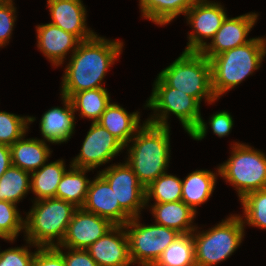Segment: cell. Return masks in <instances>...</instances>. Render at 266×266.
Wrapping results in <instances>:
<instances>
[{"label": "cell", "mask_w": 266, "mask_h": 266, "mask_svg": "<svg viewBox=\"0 0 266 266\" xmlns=\"http://www.w3.org/2000/svg\"><path fill=\"white\" fill-rule=\"evenodd\" d=\"M220 2L198 0L184 16L193 32L188 33V43L184 51L200 52L207 44L203 40L212 39L228 16Z\"/></svg>", "instance_id": "7c38bea8"}, {"label": "cell", "mask_w": 266, "mask_h": 266, "mask_svg": "<svg viewBox=\"0 0 266 266\" xmlns=\"http://www.w3.org/2000/svg\"><path fill=\"white\" fill-rule=\"evenodd\" d=\"M123 47L122 41L108 40L98 34L81 41L66 65L61 96L71 98L77 92L103 87L108 68L118 59Z\"/></svg>", "instance_id": "6da1fadb"}, {"label": "cell", "mask_w": 266, "mask_h": 266, "mask_svg": "<svg viewBox=\"0 0 266 266\" xmlns=\"http://www.w3.org/2000/svg\"><path fill=\"white\" fill-rule=\"evenodd\" d=\"M32 266H66L63 255L55 247L36 246Z\"/></svg>", "instance_id": "8d00e7d4"}, {"label": "cell", "mask_w": 266, "mask_h": 266, "mask_svg": "<svg viewBox=\"0 0 266 266\" xmlns=\"http://www.w3.org/2000/svg\"><path fill=\"white\" fill-rule=\"evenodd\" d=\"M99 174L109 183L120 207L131 218L141 216L140 212L146 207L145 187L127 162L112 164Z\"/></svg>", "instance_id": "30bf717a"}, {"label": "cell", "mask_w": 266, "mask_h": 266, "mask_svg": "<svg viewBox=\"0 0 266 266\" xmlns=\"http://www.w3.org/2000/svg\"><path fill=\"white\" fill-rule=\"evenodd\" d=\"M37 47L43 55L58 67L63 65L64 59L70 52H74L81 40L51 23L37 25Z\"/></svg>", "instance_id": "ac0fdd59"}, {"label": "cell", "mask_w": 266, "mask_h": 266, "mask_svg": "<svg viewBox=\"0 0 266 266\" xmlns=\"http://www.w3.org/2000/svg\"><path fill=\"white\" fill-rule=\"evenodd\" d=\"M200 102L178 89L167 86L158 76L154 81L152 94L146 101L145 108L152 109L154 114L146 122L169 127L168 116L174 114L184 130L194 140L205 138L208 125L200 112Z\"/></svg>", "instance_id": "3957f363"}, {"label": "cell", "mask_w": 266, "mask_h": 266, "mask_svg": "<svg viewBox=\"0 0 266 266\" xmlns=\"http://www.w3.org/2000/svg\"><path fill=\"white\" fill-rule=\"evenodd\" d=\"M90 169L76 168L70 165L58 184L55 198L62 199L82 208L85 203L90 181L86 173Z\"/></svg>", "instance_id": "484cf974"}, {"label": "cell", "mask_w": 266, "mask_h": 266, "mask_svg": "<svg viewBox=\"0 0 266 266\" xmlns=\"http://www.w3.org/2000/svg\"><path fill=\"white\" fill-rule=\"evenodd\" d=\"M181 198L182 180L167 172L163 173L145 188L146 206L152 199L155 201L154 203H169L181 201Z\"/></svg>", "instance_id": "f546056e"}, {"label": "cell", "mask_w": 266, "mask_h": 266, "mask_svg": "<svg viewBox=\"0 0 266 266\" xmlns=\"http://www.w3.org/2000/svg\"><path fill=\"white\" fill-rule=\"evenodd\" d=\"M265 56L266 37H255L242 46L212 57V90L217 100L258 70Z\"/></svg>", "instance_id": "277c9868"}, {"label": "cell", "mask_w": 266, "mask_h": 266, "mask_svg": "<svg viewBox=\"0 0 266 266\" xmlns=\"http://www.w3.org/2000/svg\"><path fill=\"white\" fill-rule=\"evenodd\" d=\"M62 255L66 266H99L85 249L55 247ZM67 252H63V249Z\"/></svg>", "instance_id": "d590c367"}, {"label": "cell", "mask_w": 266, "mask_h": 266, "mask_svg": "<svg viewBox=\"0 0 266 266\" xmlns=\"http://www.w3.org/2000/svg\"><path fill=\"white\" fill-rule=\"evenodd\" d=\"M208 125L218 137L228 136L234 125V120L226 110L211 115Z\"/></svg>", "instance_id": "74e56055"}, {"label": "cell", "mask_w": 266, "mask_h": 266, "mask_svg": "<svg viewBox=\"0 0 266 266\" xmlns=\"http://www.w3.org/2000/svg\"><path fill=\"white\" fill-rule=\"evenodd\" d=\"M230 158L218 166L219 176L235 187L239 200L266 188V155L244 143L232 145Z\"/></svg>", "instance_id": "ba28073f"}, {"label": "cell", "mask_w": 266, "mask_h": 266, "mask_svg": "<svg viewBox=\"0 0 266 266\" xmlns=\"http://www.w3.org/2000/svg\"><path fill=\"white\" fill-rule=\"evenodd\" d=\"M21 216L16 204L0 200V235L6 241L12 243L20 231H24V218Z\"/></svg>", "instance_id": "d6a6232c"}, {"label": "cell", "mask_w": 266, "mask_h": 266, "mask_svg": "<svg viewBox=\"0 0 266 266\" xmlns=\"http://www.w3.org/2000/svg\"><path fill=\"white\" fill-rule=\"evenodd\" d=\"M62 107H52L43 113L40 120L42 140L52 144L69 141L75 129V111L70 98L61 96Z\"/></svg>", "instance_id": "d6986e66"}, {"label": "cell", "mask_w": 266, "mask_h": 266, "mask_svg": "<svg viewBox=\"0 0 266 266\" xmlns=\"http://www.w3.org/2000/svg\"><path fill=\"white\" fill-rule=\"evenodd\" d=\"M158 77L169 87L175 88L200 103L217 101L212 90L211 63L201 52L183 51Z\"/></svg>", "instance_id": "8992f818"}, {"label": "cell", "mask_w": 266, "mask_h": 266, "mask_svg": "<svg viewBox=\"0 0 266 266\" xmlns=\"http://www.w3.org/2000/svg\"><path fill=\"white\" fill-rule=\"evenodd\" d=\"M82 208L109 220L113 225H125L131 219L116 202L114 191L99 173L90 181Z\"/></svg>", "instance_id": "9a60e30c"}, {"label": "cell", "mask_w": 266, "mask_h": 266, "mask_svg": "<svg viewBox=\"0 0 266 266\" xmlns=\"http://www.w3.org/2000/svg\"><path fill=\"white\" fill-rule=\"evenodd\" d=\"M11 165L12 158L10 146L0 144V178Z\"/></svg>", "instance_id": "f35d334b"}, {"label": "cell", "mask_w": 266, "mask_h": 266, "mask_svg": "<svg viewBox=\"0 0 266 266\" xmlns=\"http://www.w3.org/2000/svg\"><path fill=\"white\" fill-rule=\"evenodd\" d=\"M243 224L266 229V188L246 194L241 200Z\"/></svg>", "instance_id": "4dcf8cb0"}, {"label": "cell", "mask_w": 266, "mask_h": 266, "mask_svg": "<svg viewBox=\"0 0 266 266\" xmlns=\"http://www.w3.org/2000/svg\"><path fill=\"white\" fill-rule=\"evenodd\" d=\"M150 211L155 224L176 230L180 234H189L196 229L193 220L196 213L182 200L169 203H153Z\"/></svg>", "instance_id": "44dd1931"}, {"label": "cell", "mask_w": 266, "mask_h": 266, "mask_svg": "<svg viewBox=\"0 0 266 266\" xmlns=\"http://www.w3.org/2000/svg\"><path fill=\"white\" fill-rule=\"evenodd\" d=\"M115 225L83 208H77L67 226L62 242L55 247L87 249Z\"/></svg>", "instance_id": "4fadbf2b"}, {"label": "cell", "mask_w": 266, "mask_h": 266, "mask_svg": "<svg viewBox=\"0 0 266 266\" xmlns=\"http://www.w3.org/2000/svg\"><path fill=\"white\" fill-rule=\"evenodd\" d=\"M198 0H139L142 17L164 26L186 12Z\"/></svg>", "instance_id": "d4e9b609"}, {"label": "cell", "mask_w": 266, "mask_h": 266, "mask_svg": "<svg viewBox=\"0 0 266 266\" xmlns=\"http://www.w3.org/2000/svg\"><path fill=\"white\" fill-rule=\"evenodd\" d=\"M35 253L28 246L8 248L0 251V266H32Z\"/></svg>", "instance_id": "e575fe53"}, {"label": "cell", "mask_w": 266, "mask_h": 266, "mask_svg": "<svg viewBox=\"0 0 266 266\" xmlns=\"http://www.w3.org/2000/svg\"><path fill=\"white\" fill-rule=\"evenodd\" d=\"M86 250L99 266L133 265L129 253V241L123 225H115Z\"/></svg>", "instance_id": "2e32d148"}, {"label": "cell", "mask_w": 266, "mask_h": 266, "mask_svg": "<svg viewBox=\"0 0 266 266\" xmlns=\"http://www.w3.org/2000/svg\"><path fill=\"white\" fill-rule=\"evenodd\" d=\"M125 146L98 122H92L80 153L70 162L76 168L94 170L110 162Z\"/></svg>", "instance_id": "8fae6325"}, {"label": "cell", "mask_w": 266, "mask_h": 266, "mask_svg": "<svg viewBox=\"0 0 266 266\" xmlns=\"http://www.w3.org/2000/svg\"><path fill=\"white\" fill-rule=\"evenodd\" d=\"M76 209L73 204L55 197L34 201L24 219L26 244L29 247L59 245Z\"/></svg>", "instance_id": "5b68a950"}, {"label": "cell", "mask_w": 266, "mask_h": 266, "mask_svg": "<svg viewBox=\"0 0 266 266\" xmlns=\"http://www.w3.org/2000/svg\"><path fill=\"white\" fill-rule=\"evenodd\" d=\"M107 131L117 138L124 146L143 126L140 123V112L128 113L117 103H110L98 121Z\"/></svg>", "instance_id": "ffe728a7"}, {"label": "cell", "mask_w": 266, "mask_h": 266, "mask_svg": "<svg viewBox=\"0 0 266 266\" xmlns=\"http://www.w3.org/2000/svg\"><path fill=\"white\" fill-rule=\"evenodd\" d=\"M110 95L106 88H95L75 93L71 98L74 111H79L81 118L98 122L106 107L111 103Z\"/></svg>", "instance_id": "4316f807"}, {"label": "cell", "mask_w": 266, "mask_h": 266, "mask_svg": "<svg viewBox=\"0 0 266 266\" xmlns=\"http://www.w3.org/2000/svg\"><path fill=\"white\" fill-rule=\"evenodd\" d=\"M16 18L13 0H0V48L9 43Z\"/></svg>", "instance_id": "836d02e7"}, {"label": "cell", "mask_w": 266, "mask_h": 266, "mask_svg": "<svg viewBox=\"0 0 266 266\" xmlns=\"http://www.w3.org/2000/svg\"><path fill=\"white\" fill-rule=\"evenodd\" d=\"M197 228L192 232L196 266L223 262L237 250L245 236L241 215L231 214L206 231L199 232Z\"/></svg>", "instance_id": "52a82bcc"}, {"label": "cell", "mask_w": 266, "mask_h": 266, "mask_svg": "<svg viewBox=\"0 0 266 266\" xmlns=\"http://www.w3.org/2000/svg\"><path fill=\"white\" fill-rule=\"evenodd\" d=\"M153 266H196L192 233L180 234Z\"/></svg>", "instance_id": "83f0119b"}, {"label": "cell", "mask_w": 266, "mask_h": 266, "mask_svg": "<svg viewBox=\"0 0 266 266\" xmlns=\"http://www.w3.org/2000/svg\"><path fill=\"white\" fill-rule=\"evenodd\" d=\"M35 120L36 118L33 116H19L6 111H0V144L13 145L26 134L29 128L28 125Z\"/></svg>", "instance_id": "1f68e13d"}, {"label": "cell", "mask_w": 266, "mask_h": 266, "mask_svg": "<svg viewBox=\"0 0 266 266\" xmlns=\"http://www.w3.org/2000/svg\"><path fill=\"white\" fill-rule=\"evenodd\" d=\"M51 24L77 36L81 41L96 33L86 23V8L82 0H47Z\"/></svg>", "instance_id": "e0dca14e"}, {"label": "cell", "mask_w": 266, "mask_h": 266, "mask_svg": "<svg viewBox=\"0 0 266 266\" xmlns=\"http://www.w3.org/2000/svg\"><path fill=\"white\" fill-rule=\"evenodd\" d=\"M67 171L64 160L45 163L38 170L30 173V187L36 198L40 200L55 197L58 184Z\"/></svg>", "instance_id": "cb8c5ba5"}, {"label": "cell", "mask_w": 266, "mask_h": 266, "mask_svg": "<svg viewBox=\"0 0 266 266\" xmlns=\"http://www.w3.org/2000/svg\"><path fill=\"white\" fill-rule=\"evenodd\" d=\"M31 190L30 172L11 165L0 178V200L17 205Z\"/></svg>", "instance_id": "f1b7e54d"}, {"label": "cell", "mask_w": 266, "mask_h": 266, "mask_svg": "<svg viewBox=\"0 0 266 266\" xmlns=\"http://www.w3.org/2000/svg\"><path fill=\"white\" fill-rule=\"evenodd\" d=\"M257 13H247L237 17H227L216 32L210 43H207L200 51L209 60L229 49L242 46L252 40L247 39L251 29L257 22Z\"/></svg>", "instance_id": "5bb4252c"}, {"label": "cell", "mask_w": 266, "mask_h": 266, "mask_svg": "<svg viewBox=\"0 0 266 266\" xmlns=\"http://www.w3.org/2000/svg\"><path fill=\"white\" fill-rule=\"evenodd\" d=\"M0 238H1L2 240H3V239L6 240L2 235H0Z\"/></svg>", "instance_id": "ab89813d"}, {"label": "cell", "mask_w": 266, "mask_h": 266, "mask_svg": "<svg viewBox=\"0 0 266 266\" xmlns=\"http://www.w3.org/2000/svg\"><path fill=\"white\" fill-rule=\"evenodd\" d=\"M25 136L10 146L12 165L31 173L48 162L52 151L42 139H25Z\"/></svg>", "instance_id": "7402d4cb"}, {"label": "cell", "mask_w": 266, "mask_h": 266, "mask_svg": "<svg viewBox=\"0 0 266 266\" xmlns=\"http://www.w3.org/2000/svg\"><path fill=\"white\" fill-rule=\"evenodd\" d=\"M140 216L131 218L124 226L131 261L138 266H153L163 251L180 235L176 230L158 224L144 225Z\"/></svg>", "instance_id": "9c48e42d"}, {"label": "cell", "mask_w": 266, "mask_h": 266, "mask_svg": "<svg viewBox=\"0 0 266 266\" xmlns=\"http://www.w3.org/2000/svg\"><path fill=\"white\" fill-rule=\"evenodd\" d=\"M218 175V168L216 173L209 170H195L188 174L182 180L181 200L197 212L196 208L212 196Z\"/></svg>", "instance_id": "603a6c76"}, {"label": "cell", "mask_w": 266, "mask_h": 266, "mask_svg": "<svg viewBox=\"0 0 266 266\" xmlns=\"http://www.w3.org/2000/svg\"><path fill=\"white\" fill-rule=\"evenodd\" d=\"M170 127L143 122V126L130 140L127 164L146 188L163 173L170 163Z\"/></svg>", "instance_id": "7a4b0ae2"}]
</instances>
